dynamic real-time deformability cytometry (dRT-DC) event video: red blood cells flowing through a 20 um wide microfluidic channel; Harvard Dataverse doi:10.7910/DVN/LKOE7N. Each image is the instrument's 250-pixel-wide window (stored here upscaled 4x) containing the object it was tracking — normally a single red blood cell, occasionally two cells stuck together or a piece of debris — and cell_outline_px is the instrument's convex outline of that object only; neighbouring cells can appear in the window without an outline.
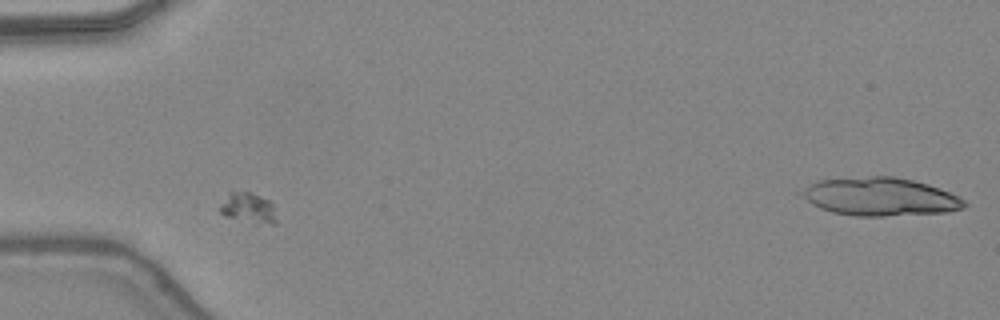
{"species": "common noctule bat (a hibernating species)", "species_latin": "Nyctalus noctula", "temperature_condition": "warm", "stored_images_in_passage": 16, "camera_frame_rate_fps": 3000, "um_per_image_px": 0.085, "animal": {"sex": "female", "body_mass_g": 24.6, "forearm_length_mm": 56.2}, "frame": {"image": 1, "passage_image": 1, "time_ms": 0.0, "image_size_px": [1000, 320], "cell_outline_px": [[952, 208], [896, 212], [844, 212], [880, 180], [904, 180], [920, 184], [944, 192], [952, 196]], "centroid_in_image_um": [76.58, 16.84], "position_along_channel_um": 8.4, "area_um2": 17.57}}